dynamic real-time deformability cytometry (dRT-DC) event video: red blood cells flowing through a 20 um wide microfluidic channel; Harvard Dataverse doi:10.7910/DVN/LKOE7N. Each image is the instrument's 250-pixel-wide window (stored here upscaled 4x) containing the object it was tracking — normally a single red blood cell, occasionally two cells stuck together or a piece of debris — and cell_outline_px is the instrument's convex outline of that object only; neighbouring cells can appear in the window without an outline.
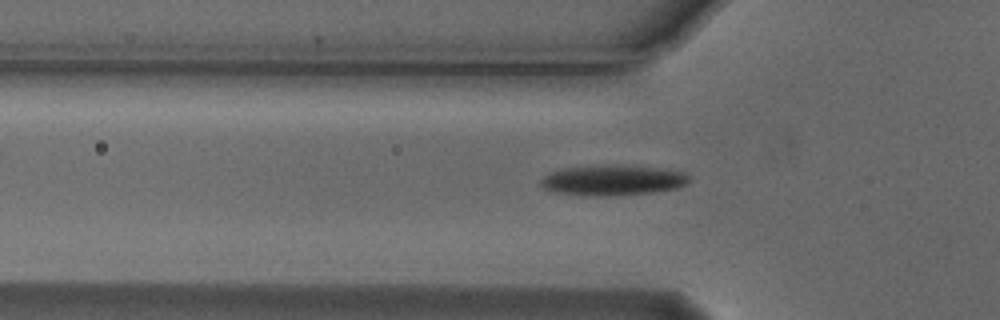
{"species": "Egyptian fruit bat (a non-hibernating species)", "species_latin": "Rousettus aegyptiacus", "temperature_condition": "cold", "stored_images_in_passage": 34, "camera_frame_rate_fps": 3000, "um_per_image_px": 0.085, "animal": {"sex": "male"}, "frame": {"image": 1, "passage_image": 5, "time_ms": 1.333, "image_size_px": [1000, 320], "cell_outline_px": [[688, 180], [684, 184], [676, 188], [652, 192], [604, 196], [584, 196], [556, 192], [544, 188], [540, 184], [540, 180], [544, 176], [552, 172], [564, 168], [664, 168], [684, 172], [688, 176]], "centroid_in_image_um": [52.06, 15.38], "position_along_channel_um": 73.7, "area_um2": 24.74}}
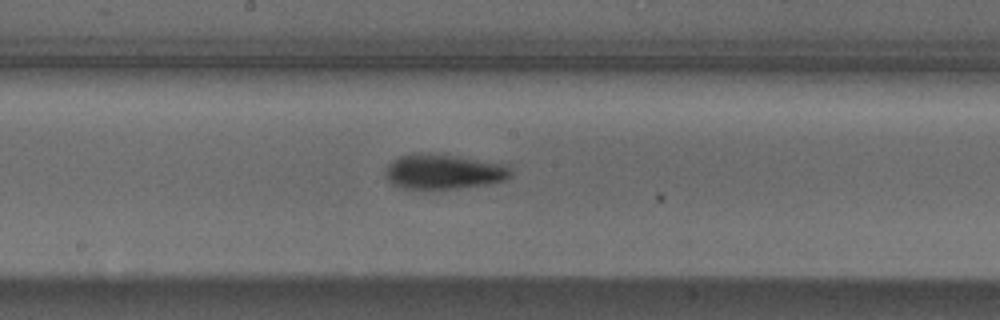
{"frame": {"image": 2, "passage_image": 16, "time_ms": 5.0, "image_size_px": [1000, 320], "cell_outline_px": [[512, 172], [504, 180], [488, 184], [456, 188], [396, 188], [384, 176], [384, 168], [392, 160], [400, 156], [412, 152], [440, 152], [504, 164]], "centroid_in_image_um": [37.61, 14.55], "position_along_channel_um": 210.6, "area_um2": 26.01}}
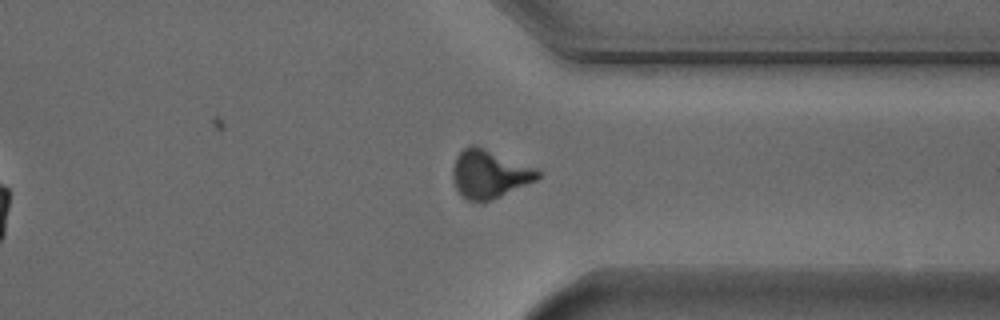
{"frame": {"image": 3, "passage_image": 29, "time_ms": 9.333, "image_size_px": [1000, 320], "cell_outline_px": [[540, 176], [536, 180], [500, 196], [480, 204], [468, 200], [460, 196], [456, 188], [452, 176], [452, 168], [456, 156], [464, 148], [472, 144], [476, 144], [536, 168], [540, 172]], "centroid_in_image_um": [41.55, 14.79], "position_along_channel_um": 369.8, "area_um2": 24.1}, "authors_computed_cell_mechanics": {"area_um2": 24.565, "velocity_mm_per_s": 3.724, "shape_relaxation_time_tau1_ms": 3.1702, "shape_relaxation_time_tau2_ms": null, "deformation_change_tau1": 0.1506, "deformation_change_tau2": null}}